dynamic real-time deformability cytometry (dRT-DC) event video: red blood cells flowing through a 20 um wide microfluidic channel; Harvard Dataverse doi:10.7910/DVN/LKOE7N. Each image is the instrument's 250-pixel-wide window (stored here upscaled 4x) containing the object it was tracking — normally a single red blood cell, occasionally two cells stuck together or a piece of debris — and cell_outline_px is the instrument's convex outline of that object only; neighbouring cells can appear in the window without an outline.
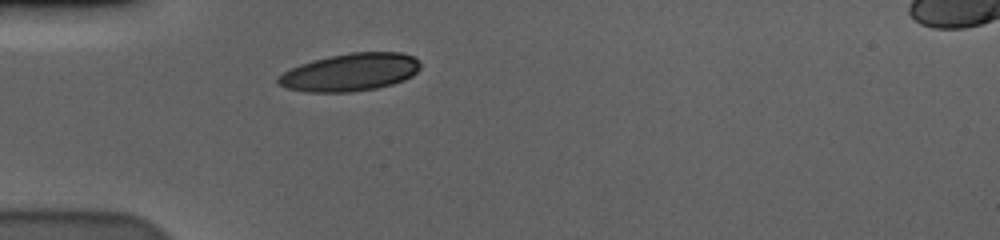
{"species": "human", "species_latin": "Homo sapiens", "temperature_condition": "cold", "stored_images_in_passage": 41, "camera_frame_rate_fps": 3000, "um_per_image_px": 0.085, "donor": {"sex": "male"}, "frame": {"image": 1, "passage_image": 1, "time_ms": 0.0, "image_size_px": [1000, 240], "cell_outline_px": [[420, 68], [412, 76], [404, 80], [392, 84], [376, 88], [352, 92], [308, 92], [288, 88], [280, 84], [276, 80], [276, 76], [300, 64], [312, 60], [352, 52], [400, 52], [412, 56], [420, 64]], "centroid_in_image_um": [29.76, 6.14], "position_along_channel_um": 55.2, "area_um2": 31.04}}
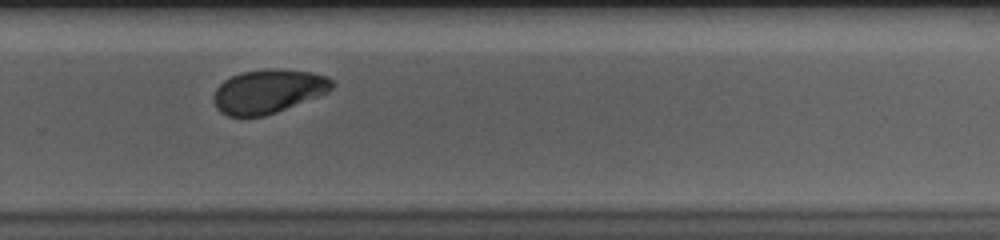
{"frame": {"image": 2, "passage_image": 23, "time_ms": 7.333, "image_size_px": [1000, 240], "cell_outline_px": [[336, 84], [328, 92], [320, 96], [276, 112], [264, 116], [228, 116], [220, 112], [216, 108], [212, 100], [212, 96], [216, 88], [224, 80], [240, 72], [264, 68], [280, 68], [312, 72], [328, 76]], "centroid_in_image_um": [22.8, 7.74], "position_along_channel_um": 307.0, "area_um2": 30.75}}
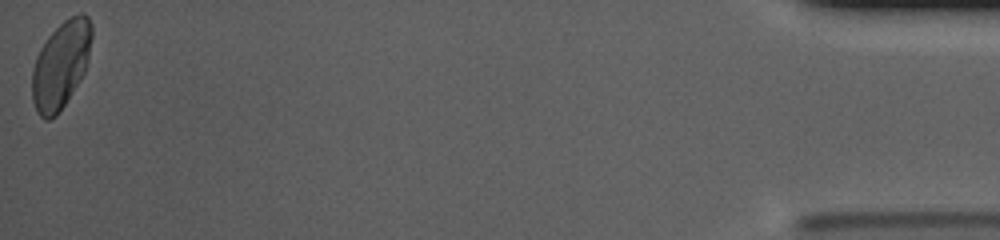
{"frame": {"image": 3, "passage_image": 41, "time_ms": 13.333, "image_size_px": [1000, 240], "cell_outline_px": [[92, 36], [88, 60], [84, 72], [80, 80], [56, 116], [48, 120], [44, 120], [36, 112], [32, 100], [32, 68], [36, 56], [40, 48], [48, 36], [64, 20], [80, 12], [88, 16], [92, 24]], "centroid_in_image_um": [5.16, 5.51], "position_along_channel_um": 430.0, "area_um2": 30.35}, "authors_computed_cell_mechanics": {"area_um2": 30.7496, "velocity_mm_per_s": 3.57, "shape_relaxation_time_tau1_ms": 3.9045, "shape_relaxation_time_tau2_ms": 2.1349, "deformation_change_tau1": 0.1477, "deformation_change_tau2": 0.0537}}